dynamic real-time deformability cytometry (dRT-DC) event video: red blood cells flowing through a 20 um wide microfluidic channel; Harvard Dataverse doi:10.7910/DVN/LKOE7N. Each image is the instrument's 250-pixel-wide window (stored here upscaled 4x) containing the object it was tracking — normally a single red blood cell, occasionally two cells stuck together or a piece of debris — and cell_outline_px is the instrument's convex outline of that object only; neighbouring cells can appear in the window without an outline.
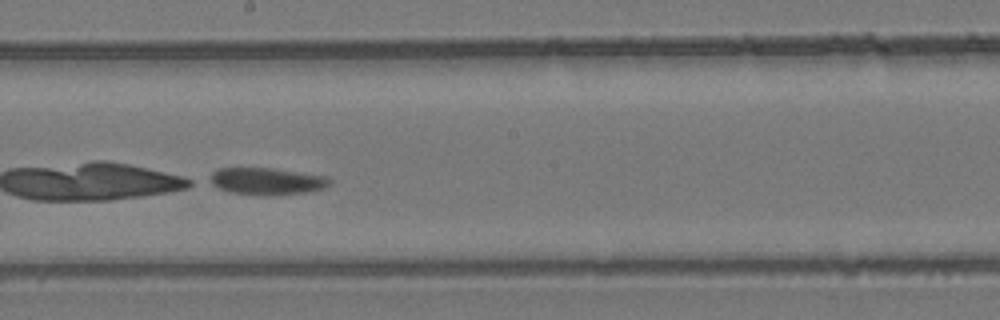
{"species": "common noctule bat (a hibernating species)", "species_latin": "Nyctalus noctula", "temperature_condition": "room temperature", "stored_images_in_passage": 36, "camera_frame_rate_fps": 3000, "um_per_image_px": 0.085, "animal": {"sex": "female", "body_mass_g": 24.6, "forearm_length_mm": 56.2}, "frame": {"image": 1, "passage_image": 20, "time_ms": 6.333, "image_size_px": [1000, 320], "cell_outline_px": [[332, 184], [324, 188], [312, 192], [268, 196], [232, 192], [220, 188], [204, 180], [212, 172], [220, 168], [272, 168], [324, 176], [332, 180]], "centroid_in_image_um": [22.67, 15.41], "position_along_channel_um": 225.5, "area_um2": 19.07}}
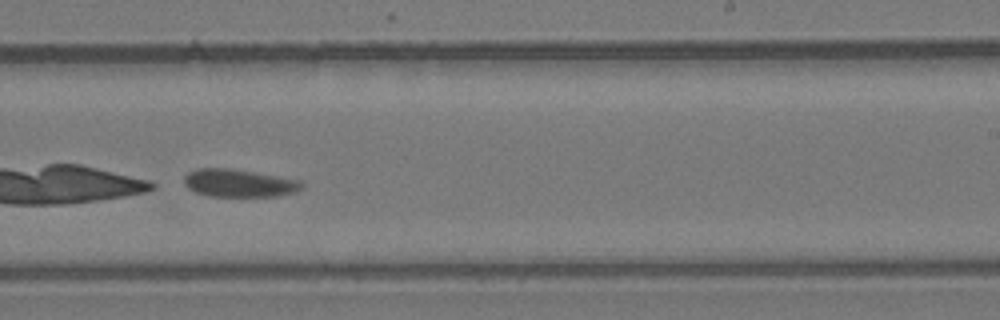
{"frame": {"image": 2, "passage_image": 23, "time_ms": 7.333, "image_size_px": [1000, 320], "cell_outline_px": [[304, 184], [296, 192], [276, 196], [208, 196], [196, 192], [188, 188], [184, 184], [184, 176], [188, 172], [196, 168], [228, 168], [300, 180]], "centroid_in_image_um": [20.27, 15.56], "position_along_channel_um": 268.7, "area_um2": 18.9}}
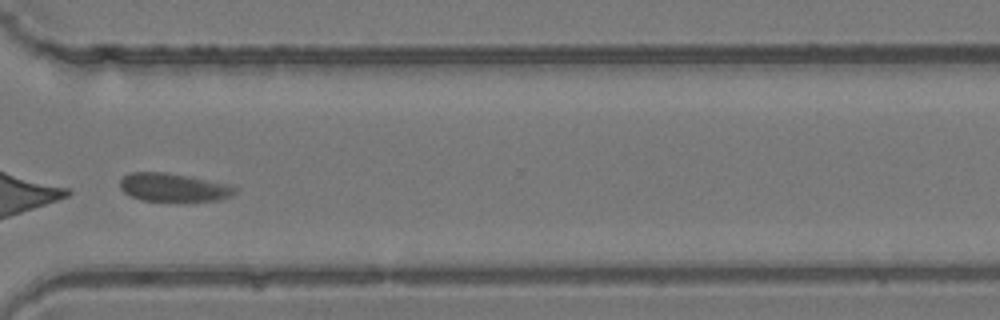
{"frame": {"image": 3, "passage_image": 29, "time_ms": 9.333, "image_size_px": [1000, 320], "cell_outline_px": [[236, 192], [228, 196], [216, 200], [140, 200], [128, 196], [120, 188], [120, 180], [124, 176], [132, 172], [164, 172], [188, 176], [236, 188]], "centroid_in_image_um": [14.6, 15.92], "position_along_channel_um": 356.0, "area_um2": 18.21}}